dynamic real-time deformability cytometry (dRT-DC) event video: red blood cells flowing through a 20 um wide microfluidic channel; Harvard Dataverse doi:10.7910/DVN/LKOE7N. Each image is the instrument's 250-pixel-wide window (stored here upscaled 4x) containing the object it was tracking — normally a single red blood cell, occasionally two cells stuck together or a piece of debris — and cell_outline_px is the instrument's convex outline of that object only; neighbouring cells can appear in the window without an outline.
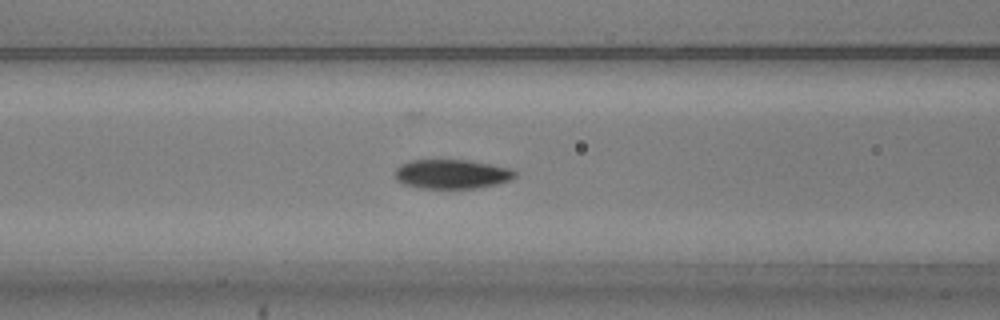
{"species": "common noctule bat (a hibernating species)", "species_latin": "Nyctalus noctula", "temperature_condition": "warm", "stored_images_in_passage": 56, "camera_frame_rate_fps": 3000, "um_per_image_px": 0.085, "animal": {"sex": "male", "body_mass_g": 20.5, "forearm_length_mm": 52.5}, "frame": {"image": 1, "passage_image": 22, "time_ms": 7.0, "image_size_px": [1000, 320], "cell_outline_px": [[516, 176], [512, 180], [496, 184], [476, 188], [420, 188], [404, 184], [396, 180], [396, 168], [400, 164], [408, 160], [468, 160], [508, 168], [516, 172]], "centroid_in_image_um": [38.38, 14.79], "position_along_channel_um": 128.2, "area_um2": 20.4}}
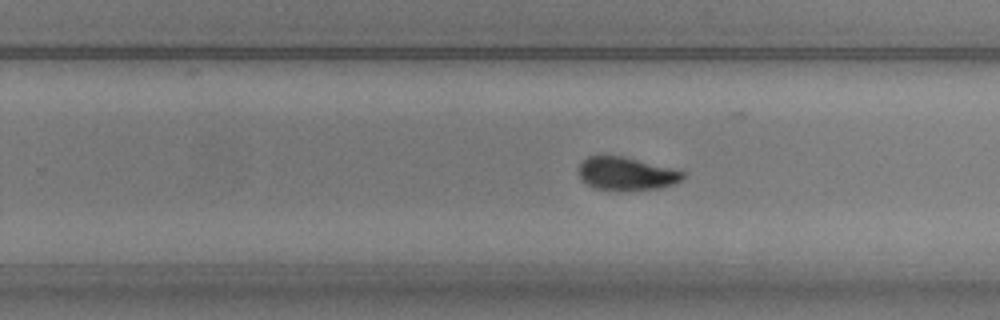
{"frame": {"image": 2, "passage_image": 34, "time_ms": 11.0, "image_size_px": [1000, 320], "cell_outline_px": [[684, 176], [680, 180], [672, 184], [660, 188], [628, 192], [620, 192], [596, 188], [588, 184], [580, 176], [580, 164], [588, 156], [624, 156], [684, 172]], "centroid_in_image_um": [53.23, 14.79], "position_along_channel_um": 276.6, "area_um2": 20.0}}
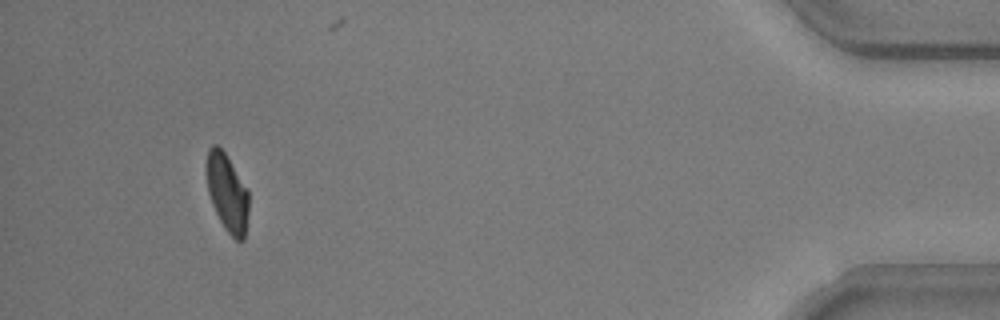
{"frame": {"image": 3, "passage_image": 51, "time_ms": 16.667, "image_size_px": [1000, 320], "cell_outline_px": [[248, 212], [244, 240], [236, 240], [224, 228], [212, 204], [208, 192], [208, 148], [212, 144], [216, 144], [224, 152], [248, 192]], "centroid_in_image_um": [19.32, 16.43], "position_along_channel_um": 415.9, "area_um2": 18.38}, "authors_computed_cell_mechanics": {"area_um2": 20.5768, "velocity_mm_per_s": 3.7168, "shape_relaxation_time_tau1_ms": 2.9067, "shape_relaxation_time_tau2_ms": 2.0459, "deformation_change_tau1": 0.1407, "deformation_change_tau2": 0.0434}}